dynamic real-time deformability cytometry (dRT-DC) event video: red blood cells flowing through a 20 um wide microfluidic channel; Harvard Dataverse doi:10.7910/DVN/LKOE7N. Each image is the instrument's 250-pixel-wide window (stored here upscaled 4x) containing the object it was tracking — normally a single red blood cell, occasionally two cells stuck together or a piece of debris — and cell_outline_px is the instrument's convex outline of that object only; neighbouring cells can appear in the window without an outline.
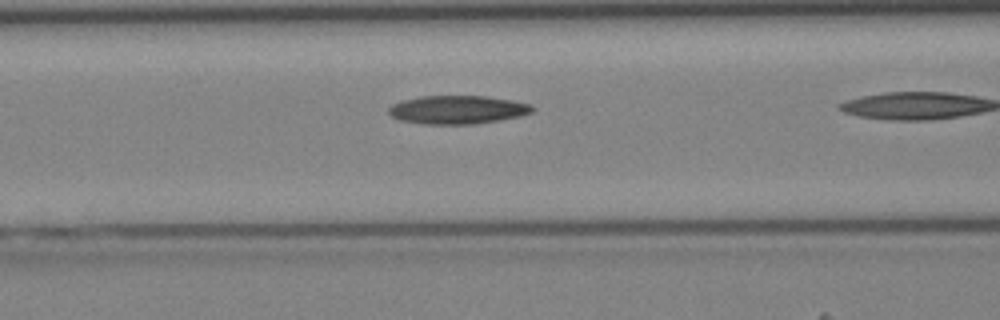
{"species": "Egyptian fruit bat (a non-hibernating species)", "species_latin": "Rousettus aegyptiacus", "temperature_condition": "cold", "stored_images_in_passage": 7, "camera_frame_rate_fps": 3000, "um_per_image_px": 0.085, "animal": {"sex": "female"}, "frame": {"image": 1, "passage_image": 3, "time_ms": 0.667, "image_size_px": [1000, 320], "cell_outline_px": [[536, 108], [532, 112], [520, 116], [500, 120], [472, 124], [424, 124], [400, 120], [392, 116], [388, 112], [388, 108], [392, 104], [404, 100], [420, 96], [484, 96], [512, 100], [532, 104]], "centroid_in_image_um": [38.91, 9.32], "position_along_channel_um": 127.7, "area_um2": 23.81}}
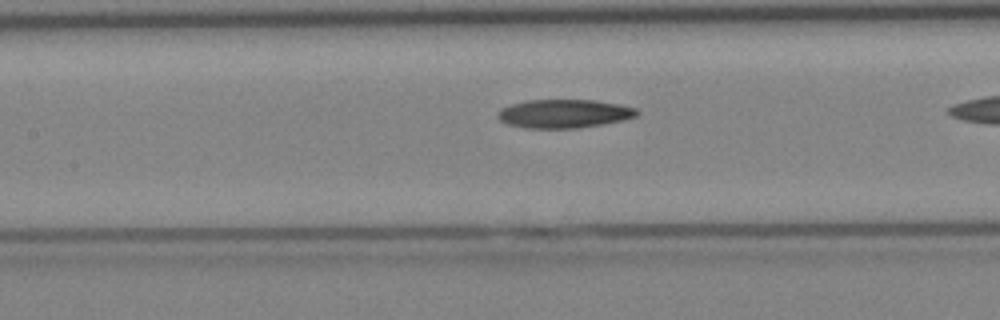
{"frame": {"image": 2, "passage_image": 5, "time_ms": 1.333, "image_size_px": [1000, 320], "cell_outline_px": [[640, 112], [636, 116], [624, 120], [576, 128], [524, 128], [508, 124], [500, 120], [496, 116], [500, 108], [512, 104], [528, 100], [596, 100], [620, 104], [636, 108]], "centroid_in_image_um": [47.94, 9.65], "position_along_channel_um": 159.5, "area_um2": 23.18}}